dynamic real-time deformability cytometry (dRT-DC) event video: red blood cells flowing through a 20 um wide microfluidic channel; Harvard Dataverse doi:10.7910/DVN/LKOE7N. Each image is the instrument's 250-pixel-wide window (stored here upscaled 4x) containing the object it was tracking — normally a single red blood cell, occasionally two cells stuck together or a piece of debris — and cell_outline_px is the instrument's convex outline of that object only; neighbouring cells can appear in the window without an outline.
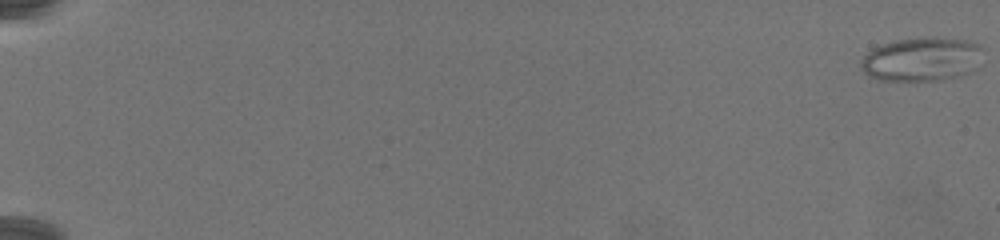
{"species": "common noctule bat (a hibernating species)", "species_latin": "Nyctalus noctula", "temperature_condition": "warm", "stored_images_in_passage": 81, "camera_frame_rate_fps": 3000, "um_per_image_px": 0.085, "animal": {"sex": "female", "body_mass_g": 19.5, "forearm_length_mm": 54.1}, "frame": {"image": 1, "passage_image": 1, "time_ms": 0.0, "image_size_px": [1000, 240], "cell_outline_px": [[980, 48], [968, 72], [956, 76], [936, 80], [880, 80], [864, 72], [860, 68], [860, 60], [872, 48], [896, 40], [964, 40], [976, 44]], "centroid_in_image_um": [78.17, 5.08], "position_along_channel_um": 6.8, "area_um2": 29.13}}
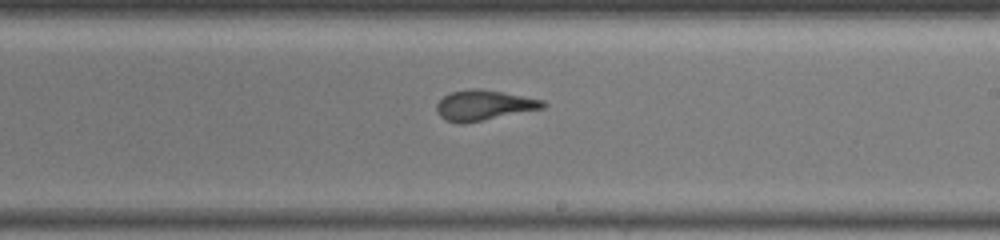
{"frame": {"image": 2, "passage_image": 52, "time_ms": 17.0, "image_size_px": [1000, 240], "cell_outline_px": [[548, 104], [544, 108], [484, 120], [460, 124], [444, 120], [436, 112], [436, 104], [444, 96], [452, 92], [472, 88], [476, 88], [500, 92], [544, 100]], "centroid_in_image_um": [41.11, 8.96], "position_along_channel_um": 247.9, "area_um2": 18.61}}
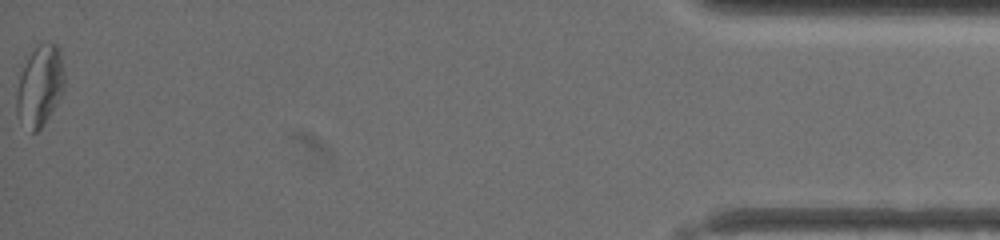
{"frame": {"image": 3, "passage_image": 81, "time_ms": 26.667, "image_size_px": [1000, 240], "cell_outline_px": [[64, 88], [56, 104], [44, 124], [36, 132], [32, 132], [16, 112], [16, 96], [20, 76], [32, 52], [40, 44], [56, 44], [60, 48], [64, 72]], "centroid_in_image_um": [3.42, 7.3], "position_along_channel_um": 431.8, "area_um2": 21.79}}